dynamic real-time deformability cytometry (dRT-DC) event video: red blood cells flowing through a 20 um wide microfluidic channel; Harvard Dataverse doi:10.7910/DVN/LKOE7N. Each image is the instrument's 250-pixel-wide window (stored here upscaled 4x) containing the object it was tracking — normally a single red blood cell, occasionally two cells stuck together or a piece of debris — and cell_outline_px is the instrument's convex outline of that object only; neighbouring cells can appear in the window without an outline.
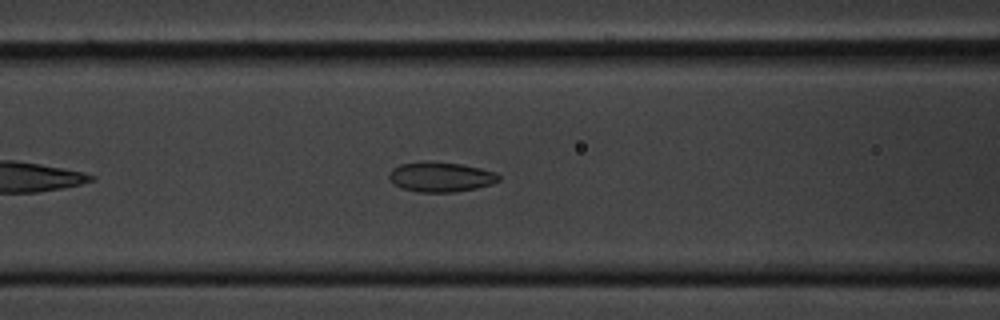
{"species": "common noctule bat (a hibernating species)", "species_latin": "Nyctalus noctula", "temperature_condition": "cold", "stored_images_in_passage": 30, "segment_of_instrument_passage": [1, 2], "camera_frame_rate_fps": 3000, "um_per_image_px": 0.085, "animal": {"sex": "male", "body_mass_g": 20.1, "forearm_length_mm": 53.5}, "frame": {"image": 1, "passage_image": 7, "time_ms": 2.0, "image_size_px": [1000, 320], "cell_outline_px": [[500, 180], [492, 184], [476, 188], [456, 192], [420, 192], [400, 188], [388, 176], [388, 172], [392, 168], [400, 164], [460, 164], [480, 168], [496, 172], [500, 176]], "centroid_in_image_um": [37.5, 15.08], "position_along_channel_um": 129.1, "area_um2": 18.38}}
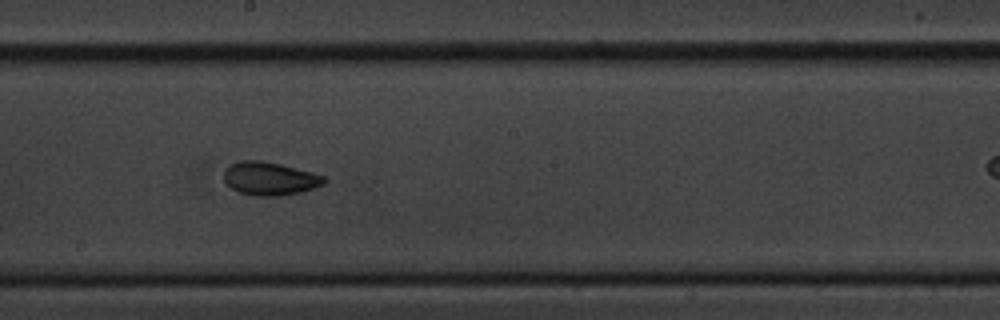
{"frame": {"image": 2, "passage_image": 15, "time_ms": 4.667, "image_size_px": [1000, 320], "cell_outline_px": [[328, 180], [324, 184], [300, 192], [280, 196], [256, 196], [240, 192], [224, 184], [224, 168], [228, 164], [240, 160], [260, 160], [280, 164], [312, 172], [324, 176]], "centroid_in_image_um": [22.89, 15.17], "position_along_channel_um": 225.3, "area_um2": 19.59}}
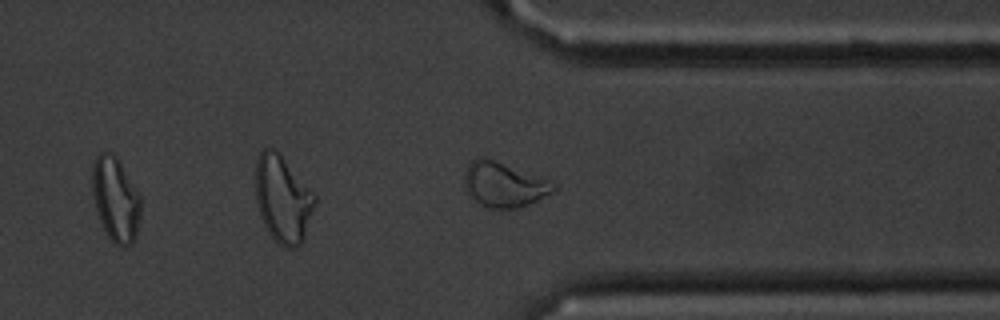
{"frame": {"image": 3, "passage_image": 27, "time_ms": 8.667, "image_size_px": [1000, 320], "cell_outline_px": [[556, 188], [552, 192], [528, 204], [516, 208], [488, 208], [480, 204], [468, 196], [464, 188], [464, 172], [468, 164], [476, 156], [484, 156], [548, 180], [556, 184]], "centroid_in_image_um": [42.75, 15.68], "position_along_channel_um": 368.6, "area_um2": 23.24}}